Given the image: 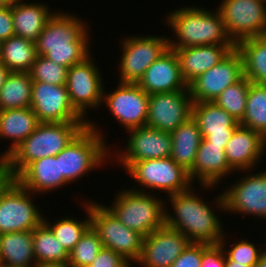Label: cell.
Returning <instances> with one entry per match:
<instances>
[{"label":"cell","mask_w":266,"mask_h":267,"mask_svg":"<svg viewBox=\"0 0 266 267\" xmlns=\"http://www.w3.org/2000/svg\"><path fill=\"white\" fill-rule=\"evenodd\" d=\"M33 81H40L52 85H65L67 68L51 61L44 55H37L30 71Z\"/></svg>","instance_id":"38"},{"label":"cell","mask_w":266,"mask_h":267,"mask_svg":"<svg viewBox=\"0 0 266 267\" xmlns=\"http://www.w3.org/2000/svg\"><path fill=\"white\" fill-rule=\"evenodd\" d=\"M36 114L31 107L20 109H7L0 111V139H11L8 150L3 155L7 156L21 142L30 136L39 125Z\"/></svg>","instance_id":"27"},{"label":"cell","mask_w":266,"mask_h":267,"mask_svg":"<svg viewBox=\"0 0 266 267\" xmlns=\"http://www.w3.org/2000/svg\"><path fill=\"white\" fill-rule=\"evenodd\" d=\"M21 0H0V7H11Z\"/></svg>","instance_id":"49"},{"label":"cell","mask_w":266,"mask_h":267,"mask_svg":"<svg viewBox=\"0 0 266 267\" xmlns=\"http://www.w3.org/2000/svg\"><path fill=\"white\" fill-rule=\"evenodd\" d=\"M254 266L255 265H244V264L238 263L236 261L229 260L225 256V267H254Z\"/></svg>","instance_id":"47"},{"label":"cell","mask_w":266,"mask_h":267,"mask_svg":"<svg viewBox=\"0 0 266 267\" xmlns=\"http://www.w3.org/2000/svg\"><path fill=\"white\" fill-rule=\"evenodd\" d=\"M117 88L105 93L102 103L109 108L110 114L125 127L126 131L146 126L149 94L134 83H120Z\"/></svg>","instance_id":"16"},{"label":"cell","mask_w":266,"mask_h":267,"mask_svg":"<svg viewBox=\"0 0 266 267\" xmlns=\"http://www.w3.org/2000/svg\"><path fill=\"white\" fill-rule=\"evenodd\" d=\"M120 43L119 78L120 83H134L144 75L147 68L157 60L168 48L169 38L166 36H126Z\"/></svg>","instance_id":"12"},{"label":"cell","mask_w":266,"mask_h":267,"mask_svg":"<svg viewBox=\"0 0 266 267\" xmlns=\"http://www.w3.org/2000/svg\"><path fill=\"white\" fill-rule=\"evenodd\" d=\"M15 179L33 194H44L68 184L60 174L56 156L33 161Z\"/></svg>","instance_id":"25"},{"label":"cell","mask_w":266,"mask_h":267,"mask_svg":"<svg viewBox=\"0 0 266 267\" xmlns=\"http://www.w3.org/2000/svg\"><path fill=\"white\" fill-rule=\"evenodd\" d=\"M32 192L16 179L0 192V234L32 231L43 222V215L33 203Z\"/></svg>","instance_id":"10"},{"label":"cell","mask_w":266,"mask_h":267,"mask_svg":"<svg viewBox=\"0 0 266 267\" xmlns=\"http://www.w3.org/2000/svg\"><path fill=\"white\" fill-rule=\"evenodd\" d=\"M35 263L32 231L0 234V264L7 267H31Z\"/></svg>","instance_id":"29"},{"label":"cell","mask_w":266,"mask_h":267,"mask_svg":"<svg viewBox=\"0 0 266 267\" xmlns=\"http://www.w3.org/2000/svg\"><path fill=\"white\" fill-rule=\"evenodd\" d=\"M201 267H225V253L223 246L202 243Z\"/></svg>","instance_id":"41"},{"label":"cell","mask_w":266,"mask_h":267,"mask_svg":"<svg viewBox=\"0 0 266 267\" xmlns=\"http://www.w3.org/2000/svg\"><path fill=\"white\" fill-rule=\"evenodd\" d=\"M37 57L36 45L13 35L1 42L0 62L11 72H29Z\"/></svg>","instance_id":"31"},{"label":"cell","mask_w":266,"mask_h":267,"mask_svg":"<svg viewBox=\"0 0 266 267\" xmlns=\"http://www.w3.org/2000/svg\"><path fill=\"white\" fill-rule=\"evenodd\" d=\"M103 243L95 230L90 226L75 247L69 252V267H87L102 250Z\"/></svg>","instance_id":"37"},{"label":"cell","mask_w":266,"mask_h":267,"mask_svg":"<svg viewBox=\"0 0 266 267\" xmlns=\"http://www.w3.org/2000/svg\"><path fill=\"white\" fill-rule=\"evenodd\" d=\"M88 124L39 123L34 132L7 155L13 179L33 161L58 155Z\"/></svg>","instance_id":"4"},{"label":"cell","mask_w":266,"mask_h":267,"mask_svg":"<svg viewBox=\"0 0 266 267\" xmlns=\"http://www.w3.org/2000/svg\"><path fill=\"white\" fill-rule=\"evenodd\" d=\"M243 61L236 47L189 85L188 90L193 103L214 102L221 92L243 77Z\"/></svg>","instance_id":"14"},{"label":"cell","mask_w":266,"mask_h":267,"mask_svg":"<svg viewBox=\"0 0 266 267\" xmlns=\"http://www.w3.org/2000/svg\"><path fill=\"white\" fill-rule=\"evenodd\" d=\"M210 11V12H209ZM166 25L173 31L175 40L169 38V49L176 50L201 45H235L227 35L220 12L204 7L177 8L166 16Z\"/></svg>","instance_id":"3"},{"label":"cell","mask_w":266,"mask_h":267,"mask_svg":"<svg viewBox=\"0 0 266 267\" xmlns=\"http://www.w3.org/2000/svg\"><path fill=\"white\" fill-rule=\"evenodd\" d=\"M95 125L97 124L90 120L88 126L56 155L60 174L68 184H73L75 180L77 182L86 173L102 166V163H108L107 159L112 152L107 148L102 132Z\"/></svg>","instance_id":"5"},{"label":"cell","mask_w":266,"mask_h":267,"mask_svg":"<svg viewBox=\"0 0 266 267\" xmlns=\"http://www.w3.org/2000/svg\"><path fill=\"white\" fill-rule=\"evenodd\" d=\"M219 4L217 10L235 45L244 39L266 36V0H223Z\"/></svg>","instance_id":"11"},{"label":"cell","mask_w":266,"mask_h":267,"mask_svg":"<svg viewBox=\"0 0 266 267\" xmlns=\"http://www.w3.org/2000/svg\"><path fill=\"white\" fill-rule=\"evenodd\" d=\"M31 267H69L67 264L36 262Z\"/></svg>","instance_id":"46"},{"label":"cell","mask_w":266,"mask_h":267,"mask_svg":"<svg viewBox=\"0 0 266 267\" xmlns=\"http://www.w3.org/2000/svg\"><path fill=\"white\" fill-rule=\"evenodd\" d=\"M87 267H132L121 255L111 249L102 248L93 262Z\"/></svg>","instance_id":"42"},{"label":"cell","mask_w":266,"mask_h":267,"mask_svg":"<svg viewBox=\"0 0 266 267\" xmlns=\"http://www.w3.org/2000/svg\"><path fill=\"white\" fill-rule=\"evenodd\" d=\"M13 179L7 156L0 154V192L10 183Z\"/></svg>","instance_id":"44"},{"label":"cell","mask_w":266,"mask_h":267,"mask_svg":"<svg viewBox=\"0 0 266 267\" xmlns=\"http://www.w3.org/2000/svg\"><path fill=\"white\" fill-rule=\"evenodd\" d=\"M125 150L116 154L118 162H138L147 159H162L170 157L172 137L164 132L148 126L133 128L128 131Z\"/></svg>","instance_id":"18"},{"label":"cell","mask_w":266,"mask_h":267,"mask_svg":"<svg viewBox=\"0 0 266 267\" xmlns=\"http://www.w3.org/2000/svg\"><path fill=\"white\" fill-rule=\"evenodd\" d=\"M243 61V75L253 83L266 84V36L244 39L235 45Z\"/></svg>","instance_id":"30"},{"label":"cell","mask_w":266,"mask_h":267,"mask_svg":"<svg viewBox=\"0 0 266 267\" xmlns=\"http://www.w3.org/2000/svg\"><path fill=\"white\" fill-rule=\"evenodd\" d=\"M189 90L149 95L146 126L171 133L192 117Z\"/></svg>","instance_id":"17"},{"label":"cell","mask_w":266,"mask_h":267,"mask_svg":"<svg viewBox=\"0 0 266 267\" xmlns=\"http://www.w3.org/2000/svg\"><path fill=\"white\" fill-rule=\"evenodd\" d=\"M192 117L197 122L203 138H206L211 144L224 147L240 125L214 102L193 103Z\"/></svg>","instance_id":"23"},{"label":"cell","mask_w":266,"mask_h":267,"mask_svg":"<svg viewBox=\"0 0 266 267\" xmlns=\"http://www.w3.org/2000/svg\"><path fill=\"white\" fill-rule=\"evenodd\" d=\"M91 227L100 237L103 247L121 255L130 264L142 254L144 236L126 227L107 205L89 201Z\"/></svg>","instance_id":"7"},{"label":"cell","mask_w":266,"mask_h":267,"mask_svg":"<svg viewBox=\"0 0 266 267\" xmlns=\"http://www.w3.org/2000/svg\"><path fill=\"white\" fill-rule=\"evenodd\" d=\"M202 243H190L170 267H201Z\"/></svg>","instance_id":"40"},{"label":"cell","mask_w":266,"mask_h":267,"mask_svg":"<svg viewBox=\"0 0 266 267\" xmlns=\"http://www.w3.org/2000/svg\"><path fill=\"white\" fill-rule=\"evenodd\" d=\"M265 152L264 136L241 125L235 129L225 147L227 162L237 173L238 170L250 172L256 169Z\"/></svg>","instance_id":"21"},{"label":"cell","mask_w":266,"mask_h":267,"mask_svg":"<svg viewBox=\"0 0 266 267\" xmlns=\"http://www.w3.org/2000/svg\"><path fill=\"white\" fill-rule=\"evenodd\" d=\"M172 137L171 159L187 172L193 169L196 154L203 139L197 122L190 117L176 130L170 133Z\"/></svg>","instance_id":"28"},{"label":"cell","mask_w":266,"mask_h":267,"mask_svg":"<svg viewBox=\"0 0 266 267\" xmlns=\"http://www.w3.org/2000/svg\"><path fill=\"white\" fill-rule=\"evenodd\" d=\"M264 149L266 150V135L264 136Z\"/></svg>","instance_id":"50"},{"label":"cell","mask_w":266,"mask_h":267,"mask_svg":"<svg viewBox=\"0 0 266 267\" xmlns=\"http://www.w3.org/2000/svg\"><path fill=\"white\" fill-rule=\"evenodd\" d=\"M32 83L28 72H10L0 89V111L31 107Z\"/></svg>","instance_id":"32"},{"label":"cell","mask_w":266,"mask_h":267,"mask_svg":"<svg viewBox=\"0 0 266 267\" xmlns=\"http://www.w3.org/2000/svg\"><path fill=\"white\" fill-rule=\"evenodd\" d=\"M14 34L12 21V6L0 7V42L7 40Z\"/></svg>","instance_id":"43"},{"label":"cell","mask_w":266,"mask_h":267,"mask_svg":"<svg viewBox=\"0 0 266 267\" xmlns=\"http://www.w3.org/2000/svg\"><path fill=\"white\" fill-rule=\"evenodd\" d=\"M10 70H8L1 62H0V89L4 85L8 75L10 74Z\"/></svg>","instance_id":"45"},{"label":"cell","mask_w":266,"mask_h":267,"mask_svg":"<svg viewBox=\"0 0 266 267\" xmlns=\"http://www.w3.org/2000/svg\"><path fill=\"white\" fill-rule=\"evenodd\" d=\"M167 197L174 213L170 215L165 205L166 226L181 232L191 243L221 242L225 235L223 224L212 205L195 194L194 187Z\"/></svg>","instance_id":"2"},{"label":"cell","mask_w":266,"mask_h":267,"mask_svg":"<svg viewBox=\"0 0 266 267\" xmlns=\"http://www.w3.org/2000/svg\"><path fill=\"white\" fill-rule=\"evenodd\" d=\"M230 173H235V171L227 162L225 147L211 144L206 138H203L196 154L193 169L189 172L191 181L198 180L201 187L203 186L205 190L208 188L211 190L217 187L221 183V179L223 181V178L229 176Z\"/></svg>","instance_id":"22"},{"label":"cell","mask_w":266,"mask_h":267,"mask_svg":"<svg viewBox=\"0 0 266 267\" xmlns=\"http://www.w3.org/2000/svg\"><path fill=\"white\" fill-rule=\"evenodd\" d=\"M241 126L266 135V84L251 82Z\"/></svg>","instance_id":"35"},{"label":"cell","mask_w":266,"mask_h":267,"mask_svg":"<svg viewBox=\"0 0 266 267\" xmlns=\"http://www.w3.org/2000/svg\"><path fill=\"white\" fill-rule=\"evenodd\" d=\"M225 238L226 237L224 236L220 242V244L223 246L225 256L229 260L236 261L244 265H255L266 249L265 243V248H258L256 245H254V242L252 243L250 241H247V239H241L233 245L231 244V247L229 246V249H226L228 247H225L227 246L224 244L225 242H227Z\"/></svg>","instance_id":"39"},{"label":"cell","mask_w":266,"mask_h":267,"mask_svg":"<svg viewBox=\"0 0 266 267\" xmlns=\"http://www.w3.org/2000/svg\"><path fill=\"white\" fill-rule=\"evenodd\" d=\"M91 56L67 69L65 84L72 106L88 122L90 120L86 114L89 109H98L103 105L104 91L102 74Z\"/></svg>","instance_id":"13"},{"label":"cell","mask_w":266,"mask_h":267,"mask_svg":"<svg viewBox=\"0 0 266 267\" xmlns=\"http://www.w3.org/2000/svg\"><path fill=\"white\" fill-rule=\"evenodd\" d=\"M235 45H201L174 50L183 79L189 85L195 78L217 65Z\"/></svg>","instance_id":"24"},{"label":"cell","mask_w":266,"mask_h":267,"mask_svg":"<svg viewBox=\"0 0 266 267\" xmlns=\"http://www.w3.org/2000/svg\"><path fill=\"white\" fill-rule=\"evenodd\" d=\"M109 209L129 229L144 237L165 225V202L143 188L123 189L115 195Z\"/></svg>","instance_id":"6"},{"label":"cell","mask_w":266,"mask_h":267,"mask_svg":"<svg viewBox=\"0 0 266 267\" xmlns=\"http://www.w3.org/2000/svg\"><path fill=\"white\" fill-rule=\"evenodd\" d=\"M249 174L238 181L235 179L230 188L215 196V207L219 212H236L243 217L248 214L266 220V169Z\"/></svg>","instance_id":"9"},{"label":"cell","mask_w":266,"mask_h":267,"mask_svg":"<svg viewBox=\"0 0 266 267\" xmlns=\"http://www.w3.org/2000/svg\"><path fill=\"white\" fill-rule=\"evenodd\" d=\"M85 207V208H84ZM83 208L86 211L87 218L79 221L77 218H61L55 220L53 223L48 222L47 218L43 219V222L52 230L55 238L69 253L81 239L84 232L91 226V219L89 213V201L83 202Z\"/></svg>","instance_id":"34"},{"label":"cell","mask_w":266,"mask_h":267,"mask_svg":"<svg viewBox=\"0 0 266 267\" xmlns=\"http://www.w3.org/2000/svg\"><path fill=\"white\" fill-rule=\"evenodd\" d=\"M128 174L146 189L159 190L166 195L186 191L193 185L189 172L176 164L171 157L147 159L138 162H118Z\"/></svg>","instance_id":"8"},{"label":"cell","mask_w":266,"mask_h":267,"mask_svg":"<svg viewBox=\"0 0 266 267\" xmlns=\"http://www.w3.org/2000/svg\"><path fill=\"white\" fill-rule=\"evenodd\" d=\"M22 1L12 6L14 34L35 43L56 10L52 13L47 3Z\"/></svg>","instance_id":"26"},{"label":"cell","mask_w":266,"mask_h":267,"mask_svg":"<svg viewBox=\"0 0 266 267\" xmlns=\"http://www.w3.org/2000/svg\"><path fill=\"white\" fill-rule=\"evenodd\" d=\"M76 16L56 11L35 42L37 55L67 69L89 57L90 29L84 19Z\"/></svg>","instance_id":"1"},{"label":"cell","mask_w":266,"mask_h":267,"mask_svg":"<svg viewBox=\"0 0 266 267\" xmlns=\"http://www.w3.org/2000/svg\"><path fill=\"white\" fill-rule=\"evenodd\" d=\"M31 109L40 123L88 122L72 106L66 85L33 81Z\"/></svg>","instance_id":"15"},{"label":"cell","mask_w":266,"mask_h":267,"mask_svg":"<svg viewBox=\"0 0 266 267\" xmlns=\"http://www.w3.org/2000/svg\"><path fill=\"white\" fill-rule=\"evenodd\" d=\"M137 85L149 95L188 90L177 54L169 48L147 68Z\"/></svg>","instance_id":"20"},{"label":"cell","mask_w":266,"mask_h":267,"mask_svg":"<svg viewBox=\"0 0 266 267\" xmlns=\"http://www.w3.org/2000/svg\"><path fill=\"white\" fill-rule=\"evenodd\" d=\"M251 81L243 76L238 82L227 87L219 94L214 103L229 113L240 123L245 115L247 93Z\"/></svg>","instance_id":"36"},{"label":"cell","mask_w":266,"mask_h":267,"mask_svg":"<svg viewBox=\"0 0 266 267\" xmlns=\"http://www.w3.org/2000/svg\"><path fill=\"white\" fill-rule=\"evenodd\" d=\"M254 267H266V249L260 256L259 261L255 264Z\"/></svg>","instance_id":"48"},{"label":"cell","mask_w":266,"mask_h":267,"mask_svg":"<svg viewBox=\"0 0 266 267\" xmlns=\"http://www.w3.org/2000/svg\"><path fill=\"white\" fill-rule=\"evenodd\" d=\"M32 239L36 262L67 264L69 253L44 222L32 230Z\"/></svg>","instance_id":"33"},{"label":"cell","mask_w":266,"mask_h":267,"mask_svg":"<svg viewBox=\"0 0 266 267\" xmlns=\"http://www.w3.org/2000/svg\"><path fill=\"white\" fill-rule=\"evenodd\" d=\"M190 243L181 232L164 225L144 237L137 264L142 267H170Z\"/></svg>","instance_id":"19"}]
</instances>
